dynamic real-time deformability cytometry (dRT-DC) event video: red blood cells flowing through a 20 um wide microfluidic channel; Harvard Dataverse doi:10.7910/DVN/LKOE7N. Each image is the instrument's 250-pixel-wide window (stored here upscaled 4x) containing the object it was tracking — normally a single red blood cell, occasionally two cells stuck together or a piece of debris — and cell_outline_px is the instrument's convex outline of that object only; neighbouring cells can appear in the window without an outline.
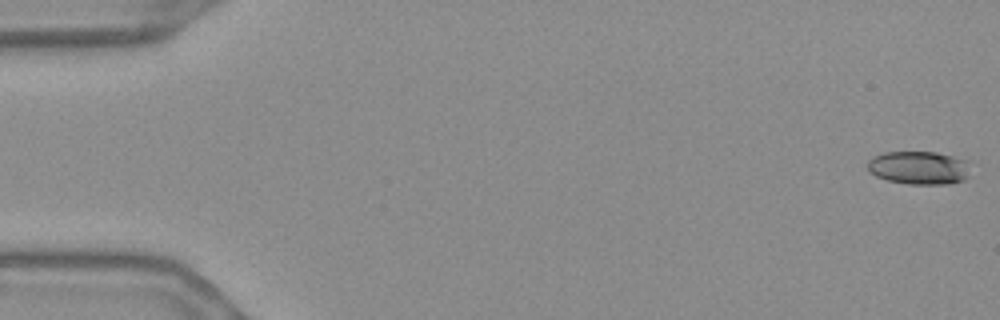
{"species": "Egyptian fruit bat (a non-hibernating species)", "species_latin": "Rousettus aegyptiacus", "temperature_condition": "warm", "stored_images_in_passage": 17, "camera_frame_rate_fps": 3000, "um_per_image_px": 0.085, "frame": {"image": 1, "passage_image": 1, "time_ms": 0.0, "image_size_px": [1000, 320], "cell_outline_px": [[968, 160], [964, 180], [948, 184], [908, 184], [888, 180], [876, 176], [868, 172], [868, 160], [872, 156], [884, 152], [936, 152]], "centroid_in_image_um": [78.04, 14.25], "position_along_channel_um": 7.0, "area_um2": 19.83}}